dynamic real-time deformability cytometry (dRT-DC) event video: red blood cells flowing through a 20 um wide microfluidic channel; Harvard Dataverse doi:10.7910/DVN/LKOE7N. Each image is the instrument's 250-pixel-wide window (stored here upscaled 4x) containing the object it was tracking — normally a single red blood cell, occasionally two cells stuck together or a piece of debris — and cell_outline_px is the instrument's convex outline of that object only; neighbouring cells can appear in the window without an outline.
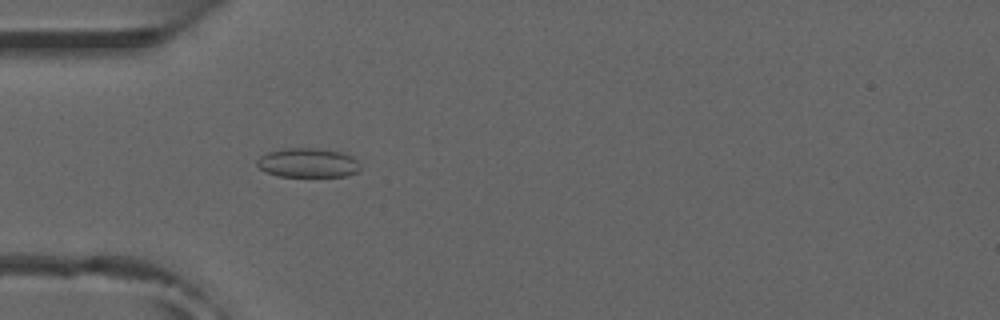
{"species": "common noctule bat (a hibernating species)", "species_latin": "Nyctalus noctula", "temperature_condition": "room temperature", "stored_images_in_passage": 51, "camera_frame_rate_fps": 3000, "um_per_image_px": 0.085, "animal": {"sex": "male", "forearm_length_mm": 52.5}, "frame": {"image": 1, "passage_image": 15, "time_ms": 4.667, "image_size_px": [1000, 320], "cell_outline_px": [[360, 172], [348, 176], [276, 176], [264, 172], [256, 164], [256, 160], [260, 156], [268, 152], [288, 148], [316, 148], [344, 152], [352, 156], [360, 164]], "centroid_in_image_um": [26.19, 13.84], "position_along_channel_um": 58.8, "area_um2": 17.86}}
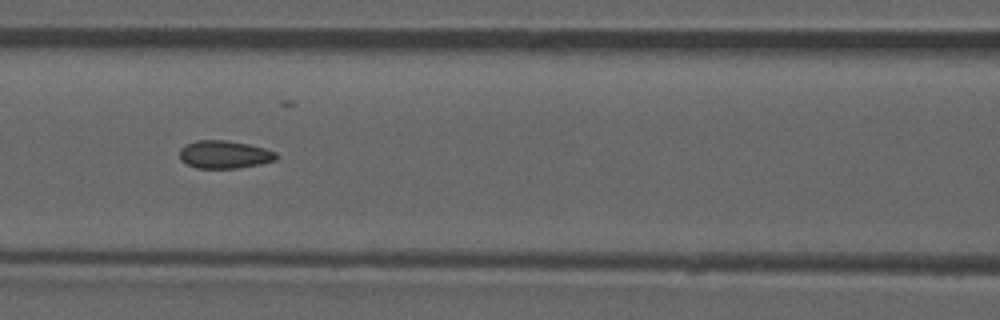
{"frame": {"image": 2, "passage_image": 22, "time_ms": 7.0, "image_size_px": [1000, 320], "cell_outline_px": [[280, 156], [276, 160], [260, 164], [236, 168], [196, 168], [180, 160], [180, 148], [184, 144], [196, 140], [228, 140], [248, 144], [264, 148], [276, 152]], "centroid_in_image_um": [19.07, 13.12], "position_along_channel_um": 147.5, "area_um2": 15.84}, "authors_computed_cell_mechanics": {"area_um2": 15.6638, "velocity_mm_per_s": 3.9215, "shape_relaxation_time_tau1_ms": null, "shape_relaxation_time_tau2_ms": 2.5343, "deformation_change_tau1": null, "deformation_change_tau2": 0.0705}}